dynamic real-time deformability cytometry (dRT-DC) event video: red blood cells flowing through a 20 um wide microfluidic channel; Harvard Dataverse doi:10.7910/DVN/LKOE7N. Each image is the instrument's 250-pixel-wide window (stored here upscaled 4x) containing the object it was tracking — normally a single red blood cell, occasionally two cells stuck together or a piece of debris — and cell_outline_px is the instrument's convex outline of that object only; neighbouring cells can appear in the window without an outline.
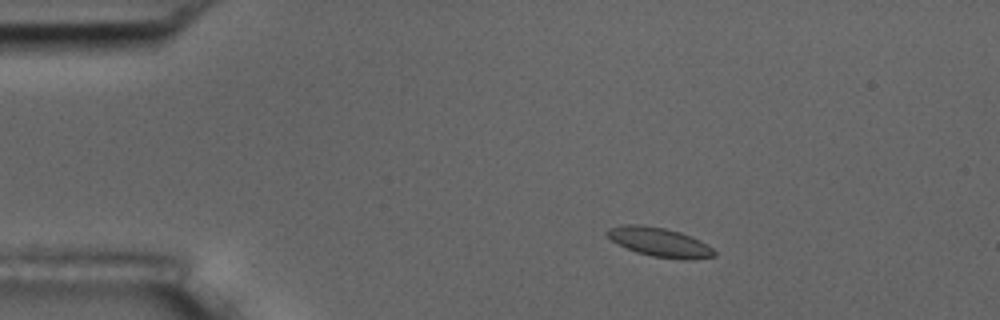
{"species": "common noctule bat (a hibernating species)", "species_latin": "Nyctalus noctula", "temperature_condition": "room temperature", "stored_images_in_passage": 5, "camera_frame_rate_fps": 3000, "um_per_image_px": 0.085, "animal": {"sex": "male", "body_mass_g": 17.5, "forearm_length_mm": 52.3}, "frame": {"image": 1, "passage_image": 3, "time_ms": 2.333, "image_size_px": [1000, 320], "cell_outline_px": [[716, 256], [692, 260], [680, 260], [652, 256], [636, 252], [612, 240], [604, 232], [608, 228], [620, 224], [640, 224], [664, 228], [680, 232], [700, 240], [708, 244], [716, 252]], "centroid_in_image_um": [56.08, 20.58], "position_along_channel_um": 28.9, "area_um2": 18.32}}